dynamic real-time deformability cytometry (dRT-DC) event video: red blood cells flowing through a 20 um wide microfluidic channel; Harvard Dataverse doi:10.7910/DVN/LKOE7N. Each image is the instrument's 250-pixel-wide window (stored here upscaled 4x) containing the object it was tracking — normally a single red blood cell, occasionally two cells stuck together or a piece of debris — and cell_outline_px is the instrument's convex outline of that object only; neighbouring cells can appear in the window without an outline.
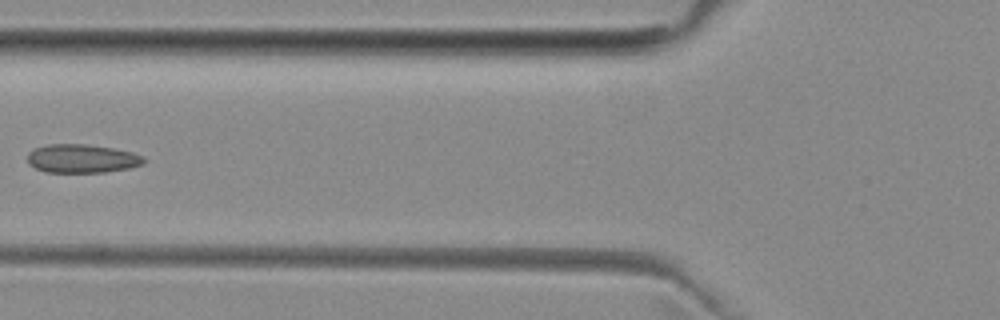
{"species": "common noctule bat (a hibernating species)", "species_latin": "Nyctalus noctula", "temperature_condition": "room temperature", "stored_images_in_passage": 4, "camera_frame_rate_fps": 3000, "um_per_image_px": 0.085, "animal": {"sex": "female", "body_mass_g": 29.2, "forearm_length_mm": 56.3}, "frame": {"image": 1, "passage_image": 3, "time_ms": 2.333, "image_size_px": [1000, 320], "cell_outline_px": [[148, 160], [144, 164], [128, 168], [104, 172], [44, 172], [28, 164], [28, 152], [32, 148], [48, 144], [88, 144], [112, 148], [132, 152], [144, 156]], "centroid_in_image_um": [6.97, 13.47], "position_along_channel_um": 118.8, "area_um2": 19.59}}
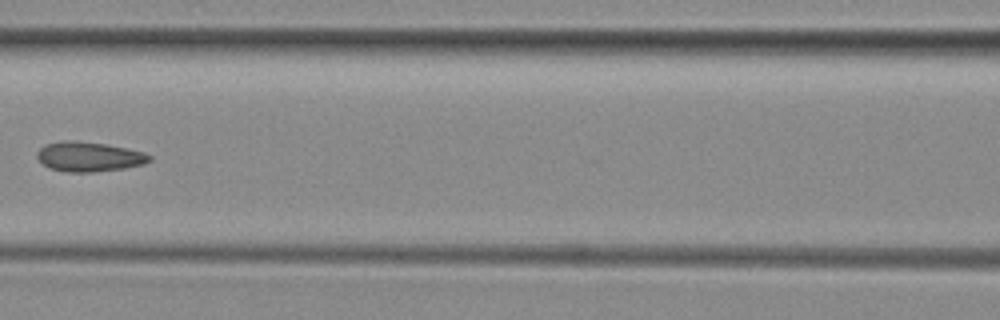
{"frame": {"image": 2, "passage_image": 4, "time_ms": 3.333, "image_size_px": [1000, 320], "cell_outline_px": [[152, 160], [144, 164], [124, 168], [92, 172], [68, 172], [48, 168], [36, 156], [36, 152], [44, 144], [60, 140], [76, 140], [104, 144], [144, 152], [152, 156]], "centroid_in_image_um": [7.54, 13.31], "position_along_channel_um": 159.1, "area_um2": 19.54}}